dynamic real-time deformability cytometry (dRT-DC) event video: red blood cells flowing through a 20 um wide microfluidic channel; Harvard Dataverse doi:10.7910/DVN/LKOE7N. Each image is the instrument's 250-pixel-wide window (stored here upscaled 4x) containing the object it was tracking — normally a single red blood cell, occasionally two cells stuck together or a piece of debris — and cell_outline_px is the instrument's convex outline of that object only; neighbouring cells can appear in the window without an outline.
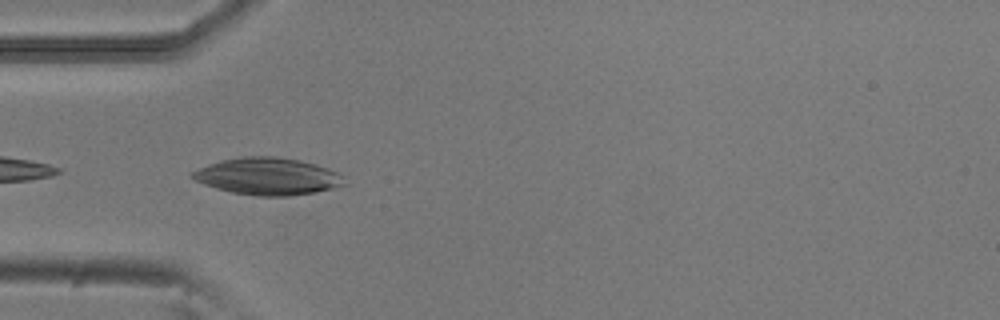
{"species": "common noctule bat (a hibernating species)", "species_latin": "Nyctalus noctula", "temperature_condition": "room temperature", "stored_images_in_passage": 5, "camera_frame_rate_fps": 3000, "um_per_image_px": 0.085, "animal": {"sex": "male", "body_mass_g": 20.5, "forearm_length_mm": 52.5}, "frame": {"image": 1, "passage_image": 3, "time_ms": 0.667, "image_size_px": [1000, 320], "cell_outline_px": [[348, 184], [316, 192], [288, 196], [256, 196], [232, 192], [216, 188], [204, 184], [188, 176], [192, 172], [208, 164], [220, 160], [244, 156], [272, 156], [300, 160], [328, 168], [336, 172]], "centroid_in_image_um": [22.74, 14.99], "position_along_channel_um": 62.3, "area_um2": 32.71}}
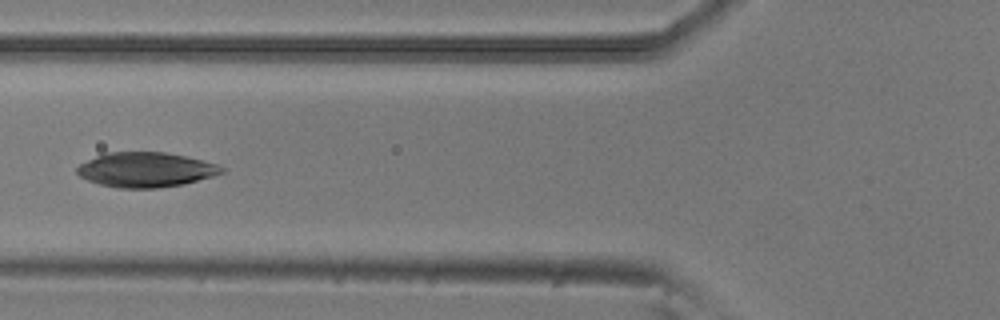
{"frame": {"image": 2, "passage_image": 4, "time_ms": 1.0, "image_size_px": [1000, 320], "cell_outline_px": [[224, 172], [212, 176], [180, 184], [160, 188], [120, 188], [100, 184], [88, 180], [80, 176], [76, 172], [76, 168], [80, 164], [104, 152], [164, 152], [184, 156], [216, 164], [224, 168]], "centroid_in_image_um": [12.34, 14.42], "position_along_channel_um": 113.5, "area_um2": 28.96}}
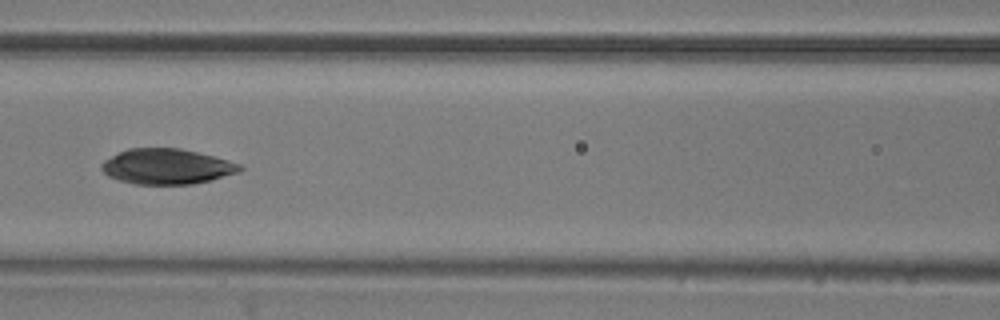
{"frame": {"image": 3, "passage_image": 5, "time_ms": 1.333, "image_size_px": [1000, 320], "cell_outline_px": [[244, 168], [240, 172], [212, 180], [192, 184], [136, 184], [120, 180], [108, 176], [100, 168], [100, 164], [104, 160], [128, 148], [180, 148], [228, 160], [240, 164]], "centroid_in_image_um": [14.19, 14.15], "position_along_channel_um": 152.4, "area_um2": 28.44}}